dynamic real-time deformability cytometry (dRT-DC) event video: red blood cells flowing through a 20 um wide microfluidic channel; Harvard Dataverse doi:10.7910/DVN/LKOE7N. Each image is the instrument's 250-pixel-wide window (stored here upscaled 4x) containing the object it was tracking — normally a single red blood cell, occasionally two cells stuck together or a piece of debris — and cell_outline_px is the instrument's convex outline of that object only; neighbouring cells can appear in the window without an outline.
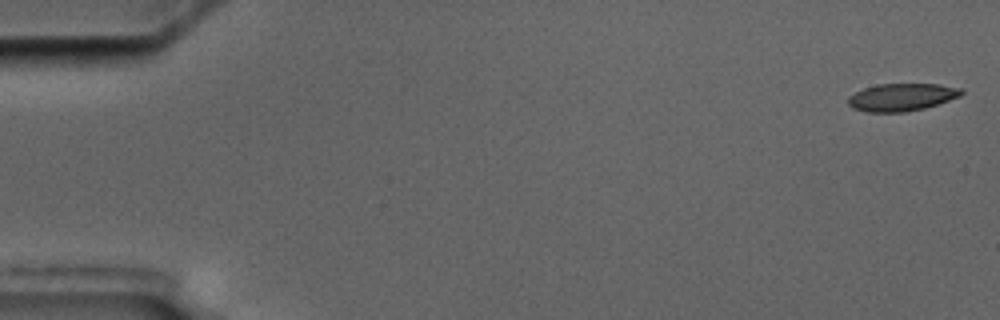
{"species": "common noctule bat (a hibernating species)", "species_latin": "Nyctalus noctula", "temperature_condition": "cold", "stored_images_in_passage": 9, "camera_frame_rate_fps": 3000, "um_per_image_px": 0.085, "animal": {"sex": "male", "body_mass_g": 17.5, "forearm_length_mm": 52.3}, "frame": {"image": 1, "passage_image": 1, "time_ms": 0.0, "image_size_px": [1000, 320], "cell_outline_px": [[964, 92], [960, 96], [924, 108], [904, 112], [868, 112], [852, 108], [848, 104], [848, 96], [864, 88], [876, 84], [940, 84], [964, 88]], "centroid_in_image_um": [76.65, 8.25], "position_along_channel_um": 8.4, "area_um2": 18.21}}
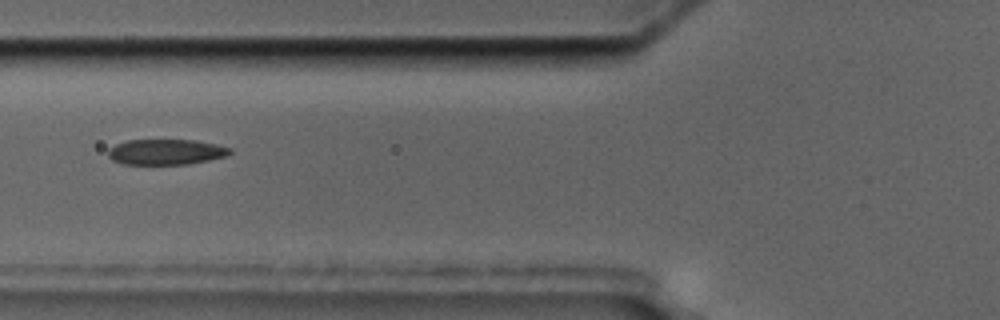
{"frame": {"image": 2, "passage_image": 6, "time_ms": 7.0, "image_size_px": [1000, 320], "cell_outline_px": [[232, 152], [228, 156], [188, 164], [124, 164], [112, 160], [108, 156], [108, 148], [116, 144], [128, 140], [196, 140], [216, 144], [232, 148]], "centroid_in_image_um": [14.12, 12.91], "position_along_channel_um": 111.7, "area_um2": 18.21}}
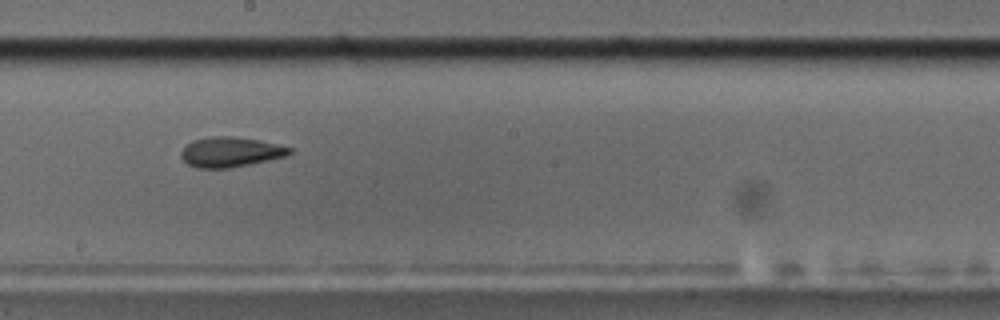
{"frame": {"image": 3, "passage_image": 9, "time_ms": 10.333, "image_size_px": [1000, 320], "cell_outline_px": [[292, 152], [288, 156], [228, 168], [196, 168], [188, 164], [180, 156], [180, 152], [192, 140], [212, 136], [232, 136], [260, 140], [292, 148]], "centroid_in_image_um": [19.59, 12.91], "position_along_channel_um": 228.6, "area_um2": 18.9}}